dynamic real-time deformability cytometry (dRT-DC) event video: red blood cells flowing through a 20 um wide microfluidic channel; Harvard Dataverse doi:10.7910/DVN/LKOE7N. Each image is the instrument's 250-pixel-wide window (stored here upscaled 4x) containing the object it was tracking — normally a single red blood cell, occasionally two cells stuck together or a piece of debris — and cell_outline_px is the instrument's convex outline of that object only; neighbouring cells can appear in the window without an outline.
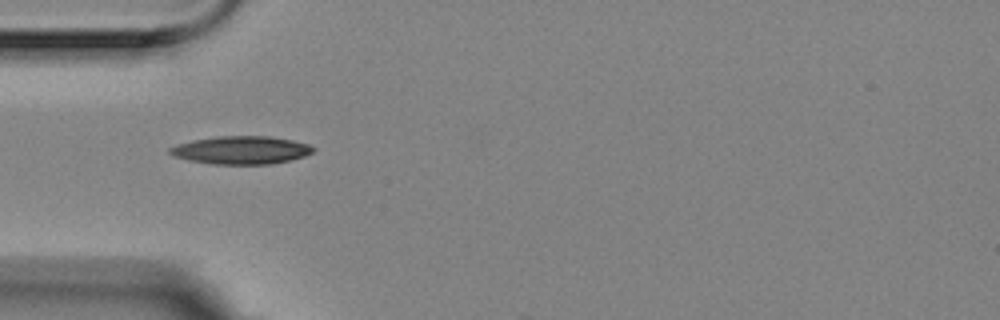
{"species": "Egyptian fruit bat (a non-hibernating species)", "species_latin": "Rousettus aegyptiacus", "temperature_condition": "room temperature", "stored_images_in_passage": 17, "camera_frame_rate_fps": 3000, "um_per_image_px": 0.085, "animal": {"sex": "female"}, "frame": {"image": 1, "passage_image": 1, "time_ms": 0.0, "image_size_px": [1000, 320], "cell_outline_px": [[316, 148], [312, 152], [304, 156], [272, 164], [212, 164], [188, 160], [172, 156], [168, 152], [168, 148], [176, 144], [192, 140], [216, 136], [268, 136], [292, 140], [308, 144]], "centroid_in_image_um": [20.44, 12.75], "position_along_channel_um": 64.6, "area_um2": 23.47}}
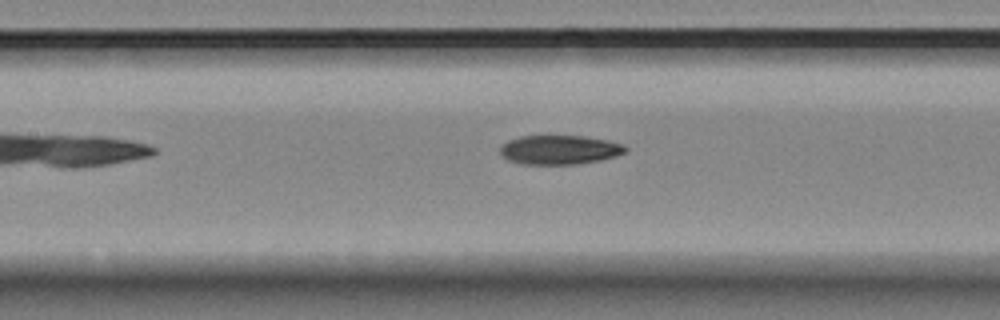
{"frame": {"image": 2, "passage_image": 9, "time_ms": 2.667, "image_size_px": [1000, 320], "cell_outline_px": [[628, 148], [624, 152], [616, 156], [600, 160], [576, 164], [524, 164], [508, 160], [500, 152], [500, 148], [508, 140], [520, 136], [548, 132], [584, 136], [608, 140], [624, 144]], "centroid_in_image_um": [47.55, 12.67], "position_along_channel_um": 159.8, "area_um2": 22.14}}
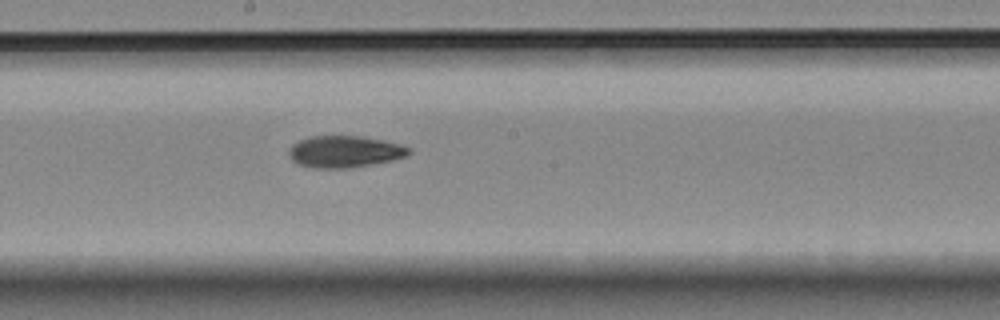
{"frame": {"image": 3, "passage_image": 14, "time_ms": 4.333, "image_size_px": [1000, 320], "cell_outline_px": [[412, 152], [404, 156], [392, 160], [352, 168], [312, 168], [296, 164], [288, 156], [288, 148], [292, 144], [300, 140], [312, 136], [360, 136], [384, 140], [400, 144], [412, 148]], "centroid_in_image_um": [29.27, 12.89], "position_along_channel_um": 218.9, "area_um2": 22.43}}